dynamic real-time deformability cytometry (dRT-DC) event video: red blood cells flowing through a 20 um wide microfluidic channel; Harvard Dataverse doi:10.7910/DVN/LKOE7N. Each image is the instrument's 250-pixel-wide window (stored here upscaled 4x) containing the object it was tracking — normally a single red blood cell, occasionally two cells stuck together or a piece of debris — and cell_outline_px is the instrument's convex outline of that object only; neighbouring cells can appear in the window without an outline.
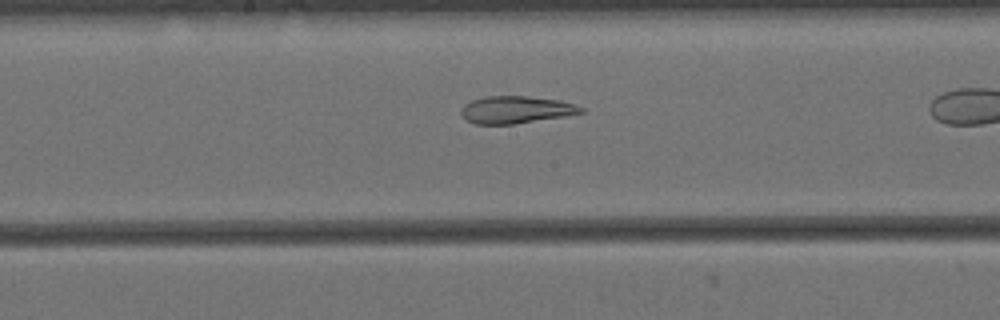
{"species": "Egyptian fruit bat (a non-hibernating species)", "species_latin": "Rousettus aegyptiacus", "temperature_condition": "cold", "stored_images_in_passage": 35, "camera_frame_rate_fps": 3000, "um_per_image_px": 0.085, "animal": {"sex": "female"}, "frame": {"image": 1, "passage_image": 20, "time_ms": 6.333, "image_size_px": [1000, 320], "cell_outline_px": [[584, 112], [564, 116], [512, 124], [476, 124], [464, 120], [460, 112], [460, 108], [464, 104], [472, 100], [484, 96], [528, 96], [560, 100], [576, 104], [584, 108]], "centroid_in_image_um": [43.82, 9.32], "position_along_channel_um": 204.4, "area_um2": 19.19}}
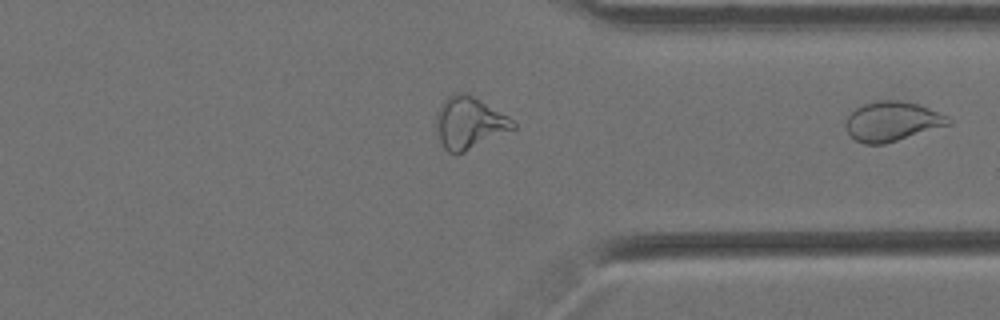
{"frame": {"image": 2, "passage_image": 35, "time_ms": 11.333, "image_size_px": [1000, 320], "cell_outline_px": [[952, 124], [884, 144], [864, 144], [856, 140], [848, 132], [844, 124], [848, 116], [856, 108], [864, 104], [880, 100], [896, 100], [916, 104], [928, 108], [948, 116], [952, 120]], "centroid_in_image_um": [75.84, 10.32], "position_along_channel_um": 335.6, "area_um2": 23.47}}